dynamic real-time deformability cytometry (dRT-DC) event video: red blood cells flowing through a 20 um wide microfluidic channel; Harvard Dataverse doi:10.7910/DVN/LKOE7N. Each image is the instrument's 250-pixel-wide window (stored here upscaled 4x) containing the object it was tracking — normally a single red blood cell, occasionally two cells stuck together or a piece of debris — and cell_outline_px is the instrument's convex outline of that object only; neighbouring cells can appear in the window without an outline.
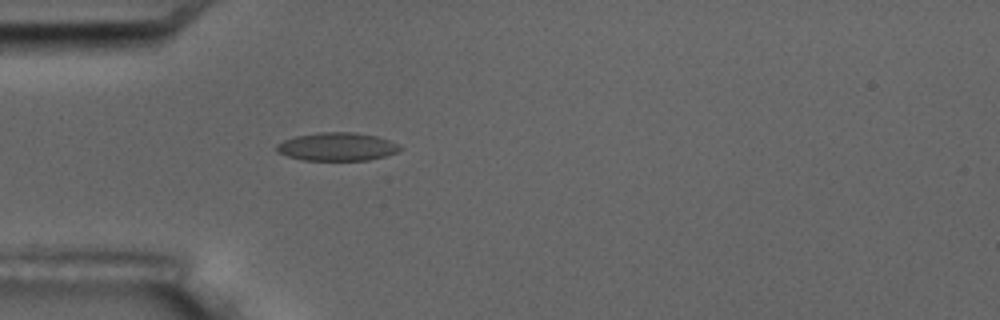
{"species": "common noctule bat (a hibernating species)", "species_latin": "Nyctalus noctula", "temperature_condition": "room temperature", "stored_images_in_passage": 1, "camera_frame_rate_fps": 3000, "um_per_image_px": 0.085, "animal": {"sex": "male", "body_mass_g": 17.5, "forearm_length_mm": 52.3}, "frame": {"image": 1, "passage_image": 1, "time_ms": 0.0, "image_size_px": [1000, 320], "cell_outline_px": [[404, 148], [396, 152], [384, 156], [368, 160], [304, 160], [288, 156], [276, 152], [276, 144], [284, 140], [296, 136], [320, 132], [356, 132], [376, 136], [388, 140]], "centroid_in_image_um": [28.63, 12.46], "position_along_channel_um": 56.4, "area_um2": 20.17}}